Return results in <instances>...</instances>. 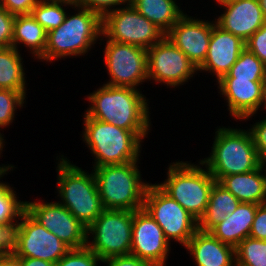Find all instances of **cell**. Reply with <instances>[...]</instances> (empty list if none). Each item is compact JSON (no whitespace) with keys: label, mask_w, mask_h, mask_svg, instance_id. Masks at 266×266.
<instances>
[{"label":"cell","mask_w":266,"mask_h":266,"mask_svg":"<svg viewBox=\"0 0 266 266\" xmlns=\"http://www.w3.org/2000/svg\"><path fill=\"white\" fill-rule=\"evenodd\" d=\"M87 98L91 104L84 114L88 117L125 130H150L148 100L138 89L103 84Z\"/></svg>","instance_id":"cell-1"},{"label":"cell","mask_w":266,"mask_h":266,"mask_svg":"<svg viewBox=\"0 0 266 266\" xmlns=\"http://www.w3.org/2000/svg\"><path fill=\"white\" fill-rule=\"evenodd\" d=\"M216 130L210 156L200 162L217 182L225 176L253 171L263 164L249 129L219 126Z\"/></svg>","instance_id":"cell-2"},{"label":"cell","mask_w":266,"mask_h":266,"mask_svg":"<svg viewBox=\"0 0 266 266\" xmlns=\"http://www.w3.org/2000/svg\"><path fill=\"white\" fill-rule=\"evenodd\" d=\"M83 141L95 157L93 168L138 161L149 131H130L84 115Z\"/></svg>","instance_id":"cell-3"},{"label":"cell","mask_w":266,"mask_h":266,"mask_svg":"<svg viewBox=\"0 0 266 266\" xmlns=\"http://www.w3.org/2000/svg\"><path fill=\"white\" fill-rule=\"evenodd\" d=\"M74 15H66L64 22L47 32L46 46L41 61L52 62L55 59L85 55L102 36V17L97 13L78 5ZM44 59V60H43Z\"/></svg>","instance_id":"cell-4"},{"label":"cell","mask_w":266,"mask_h":266,"mask_svg":"<svg viewBox=\"0 0 266 266\" xmlns=\"http://www.w3.org/2000/svg\"><path fill=\"white\" fill-rule=\"evenodd\" d=\"M57 164V192L61 205L87 228L105 210L98 194L95 175L71 164L63 155Z\"/></svg>","instance_id":"cell-5"},{"label":"cell","mask_w":266,"mask_h":266,"mask_svg":"<svg viewBox=\"0 0 266 266\" xmlns=\"http://www.w3.org/2000/svg\"><path fill=\"white\" fill-rule=\"evenodd\" d=\"M137 162L93 168L105 209L136 211L143 208L149 183L142 181Z\"/></svg>","instance_id":"cell-6"},{"label":"cell","mask_w":266,"mask_h":266,"mask_svg":"<svg viewBox=\"0 0 266 266\" xmlns=\"http://www.w3.org/2000/svg\"><path fill=\"white\" fill-rule=\"evenodd\" d=\"M183 161L169 165L167 179L157 185L197 221L204 215L211 190L217 182L208 169Z\"/></svg>","instance_id":"cell-7"},{"label":"cell","mask_w":266,"mask_h":266,"mask_svg":"<svg viewBox=\"0 0 266 266\" xmlns=\"http://www.w3.org/2000/svg\"><path fill=\"white\" fill-rule=\"evenodd\" d=\"M133 218L134 211L105 209L87 228L86 246L102 261L130 255Z\"/></svg>","instance_id":"cell-8"},{"label":"cell","mask_w":266,"mask_h":266,"mask_svg":"<svg viewBox=\"0 0 266 266\" xmlns=\"http://www.w3.org/2000/svg\"><path fill=\"white\" fill-rule=\"evenodd\" d=\"M143 208L162 228L166 239L186 246L198 230V221L157 184H149Z\"/></svg>","instance_id":"cell-9"},{"label":"cell","mask_w":266,"mask_h":266,"mask_svg":"<svg viewBox=\"0 0 266 266\" xmlns=\"http://www.w3.org/2000/svg\"><path fill=\"white\" fill-rule=\"evenodd\" d=\"M102 35L108 40L149 49L165 33L142 16L130 3L107 13L102 18Z\"/></svg>","instance_id":"cell-10"},{"label":"cell","mask_w":266,"mask_h":266,"mask_svg":"<svg viewBox=\"0 0 266 266\" xmlns=\"http://www.w3.org/2000/svg\"><path fill=\"white\" fill-rule=\"evenodd\" d=\"M13 230V250L18 257L56 263L71 248L38 223L26 210Z\"/></svg>","instance_id":"cell-11"},{"label":"cell","mask_w":266,"mask_h":266,"mask_svg":"<svg viewBox=\"0 0 266 266\" xmlns=\"http://www.w3.org/2000/svg\"><path fill=\"white\" fill-rule=\"evenodd\" d=\"M105 40L104 61L110 76L105 84L137 89V86L148 80L146 49L107 38Z\"/></svg>","instance_id":"cell-12"},{"label":"cell","mask_w":266,"mask_h":266,"mask_svg":"<svg viewBox=\"0 0 266 266\" xmlns=\"http://www.w3.org/2000/svg\"><path fill=\"white\" fill-rule=\"evenodd\" d=\"M149 81L179 87L198 72L197 66L166 36L147 49Z\"/></svg>","instance_id":"cell-13"},{"label":"cell","mask_w":266,"mask_h":266,"mask_svg":"<svg viewBox=\"0 0 266 266\" xmlns=\"http://www.w3.org/2000/svg\"><path fill=\"white\" fill-rule=\"evenodd\" d=\"M25 210L71 249L87 245V227L60 203L25 201Z\"/></svg>","instance_id":"cell-14"},{"label":"cell","mask_w":266,"mask_h":266,"mask_svg":"<svg viewBox=\"0 0 266 266\" xmlns=\"http://www.w3.org/2000/svg\"><path fill=\"white\" fill-rule=\"evenodd\" d=\"M170 244L162 228L144 208L134 211L131 255L155 266H166Z\"/></svg>","instance_id":"cell-15"},{"label":"cell","mask_w":266,"mask_h":266,"mask_svg":"<svg viewBox=\"0 0 266 266\" xmlns=\"http://www.w3.org/2000/svg\"><path fill=\"white\" fill-rule=\"evenodd\" d=\"M212 28L213 21L184 14L165 36L198 68L207 56Z\"/></svg>","instance_id":"cell-16"},{"label":"cell","mask_w":266,"mask_h":266,"mask_svg":"<svg viewBox=\"0 0 266 266\" xmlns=\"http://www.w3.org/2000/svg\"><path fill=\"white\" fill-rule=\"evenodd\" d=\"M218 82L220 94L228 103L231 117L248 120L259 108H266L264 81H251L237 78H221Z\"/></svg>","instance_id":"cell-17"},{"label":"cell","mask_w":266,"mask_h":266,"mask_svg":"<svg viewBox=\"0 0 266 266\" xmlns=\"http://www.w3.org/2000/svg\"><path fill=\"white\" fill-rule=\"evenodd\" d=\"M218 4L225 10L215 19L216 24L244 42L265 23L259 0H228Z\"/></svg>","instance_id":"cell-18"},{"label":"cell","mask_w":266,"mask_h":266,"mask_svg":"<svg viewBox=\"0 0 266 266\" xmlns=\"http://www.w3.org/2000/svg\"><path fill=\"white\" fill-rule=\"evenodd\" d=\"M245 48V42L241 38L223 30L213 21L208 53L198 71L213 73L219 81L229 72Z\"/></svg>","instance_id":"cell-19"},{"label":"cell","mask_w":266,"mask_h":266,"mask_svg":"<svg viewBox=\"0 0 266 266\" xmlns=\"http://www.w3.org/2000/svg\"><path fill=\"white\" fill-rule=\"evenodd\" d=\"M185 248L197 266H236L235 248L210 232L197 230Z\"/></svg>","instance_id":"cell-20"},{"label":"cell","mask_w":266,"mask_h":266,"mask_svg":"<svg viewBox=\"0 0 266 266\" xmlns=\"http://www.w3.org/2000/svg\"><path fill=\"white\" fill-rule=\"evenodd\" d=\"M218 183L240 202L258 205L266 203V168L264 164L247 173L225 176Z\"/></svg>","instance_id":"cell-21"},{"label":"cell","mask_w":266,"mask_h":266,"mask_svg":"<svg viewBox=\"0 0 266 266\" xmlns=\"http://www.w3.org/2000/svg\"><path fill=\"white\" fill-rule=\"evenodd\" d=\"M258 204L240 202L237 209L217 224L210 233L222 243L236 248L249 237Z\"/></svg>","instance_id":"cell-22"},{"label":"cell","mask_w":266,"mask_h":266,"mask_svg":"<svg viewBox=\"0 0 266 266\" xmlns=\"http://www.w3.org/2000/svg\"><path fill=\"white\" fill-rule=\"evenodd\" d=\"M240 201L218 182L211 190L208 206L204 215L198 221V229L210 232L217 224L227 218L239 206Z\"/></svg>","instance_id":"cell-23"},{"label":"cell","mask_w":266,"mask_h":266,"mask_svg":"<svg viewBox=\"0 0 266 266\" xmlns=\"http://www.w3.org/2000/svg\"><path fill=\"white\" fill-rule=\"evenodd\" d=\"M129 3L165 34L185 14L176 0H129Z\"/></svg>","instance_id":"cell-24"},{"label":"cell","mask_w":266,"mask_h":266,"mask_svg":"<svg viewBox=\"0 0 266 266\" xmlns=\"http://www.w3.org/2000/svg\"><path fill=\"white\" fill-rule=\"evenodd\" d=\"M47 32L31 14L16 15L13 28L12 46L18 50L20 43L40 59L45 52ZM18 45V46H17Z\"/></svg>","instance_id":"cell-25"},{"label":"cell","mask_w":266,"mask_h":266,"mask_svg":"<svg viewBox=\"0 0 266 266\" xmlns=\"http://www.w3.org/2000/svg\"><path fill=\"white\" fill-rule=\"evenodd\" d=\"M23 58L19 50L11 47L0 48V89L22 92L26 95V80Z\"/></svg>","instance_id":"cell-26"},{"label":"cell","mask_w":266,"mask_h":266,"mask_svg":"<svg viewBox=\"0 0 266 266\" xmlns=\"http://www.w3.org/2000/svg\"><path fill=\"white\" fill-rule=\"evenodd\" d=\"M63 6L72 7L75 3L63 0H40L32 9L31 15L46 32H49L64 22L67 12Z\"/></svg>","instance_id":"cell-27"},{"label":"cell","mask_w":266,"mask_h":266,"mask_svg":"<svg viewBox=\"0 0 266 266\" xmlns=\"http://www.w3.org/2000/svg\"><path fill=\"white\" fill-rule=\"evenodd\" d=\"M265 73L266 65L256 55L245 48L229 72L222 78L264 81Z\"/></svg>","instance_id":"cell-28"},{"label":"cell","mask_w":266,"mask_h":266,"mask_svg":"<svg viewBox=\"0 0 266 266\" xmlns=\"http://www.w3.org/2000/svg\"><path fill=\"white\" fill-rule=\"evenodd\" d=\"M16 196V191L10 185L0 181V224L10 226L13 230L19 221L17 218L25 210V201L18 200Z\"/></svg>","instance_id":"cell-29"},{"label":"cell","mask_w":266,"mask_h":266,"mask_svg":"<svg viewBox=\"0 0 266 266\" xmlns=\"http://www.w3.org/2000/svg\"><path fill=\"white\" fill-rule=\"evenodd\" d=\"M236 266H266V240L245 238L235 248Z\"/></svg>","instance_id":"cell-30"},{"label":"cell","mask_w":266,"mask_h":266,"mask_svg":"<svg viewBox=\"0 0 266 266\" xmlns=\"http://www.w3.org/2000/svg\"><path fill=\"white\" fill-rule=\"evenodd\" d=\"M25 98L22 92L0 89V128L11 125L16 109L23 106Z\"/></svg>","instance_id":"cell-31"},{"label":"cell","mask_w":266,"mask_h":266,"mask_svg":"<svg viewBox=\"0 0 266 266\" xmlns=\"http://www.w3.org/2000/svg\"><path fill=\"white\" fill-rule=\"evenodd\" d=\"M103 262L87 246L80 249H70L54 266H97Z\"/></svg>","instance_id":"cell-32"},{"label":"cell","mask_w":266,"mask_h":266,"mask_svg":"<svg viewBox=\"0 0 266 266\" xmlns=\"http://www.w3.org/2000/svg\"><path fill=\"white\" fill-rule=\"evenodd\" d=\"M126 3L129 4V0H77L75 5L91 10L103 18L107 13L116 10V5L125 6Z\"/></svg>","instance_id":"cell-33"},{"label":"cell","mask_w":266,"mask_h":266,"mask_svg":"<svg viewBox=\"0 0 266 266\" xmlns=\"http://www.w3.org/2000/svg\"><path fill=\"white\" fill-rule=\"evenodd\" d=\"M245 46L266 65V22L245 42Z\"/></svg>","instance_id":"cell-34"},{"label":"cell","mask_w":266,"mask_h":266,"mask_svg":"<svg viewBox=\"0 0 266 266\" xmlns=\"http://www.w3.org/2000/svg\"><path fill=\"white\" fill-rule=\"evenodd\" d=\"M15 15L0 6V48L11 47Z\"/></svg>","instance_id":"cell-35"},{"label":"cell","mask_w":266,"mask_h":266,"mask_svg":"<svg viewBox=\"0 0 266 266\" xmlns=\"http://www.w3.org/2000/svg\"><path fill=\"white\" fill-rule=\"evenodd\" d=\"M249 130L252 134L259 159L264 163L266 162V117L264 120L262 119L253 124Z\"/></svg>","instance_id":"cell-36"},{"label":"cell","mask_w":266,"mask_h":266,"mask_svg":"<svg viewBox=\"0 0 266 266\" xmlns=\"http://www.w3.org/2000/svg\"><path fill=\"white\" fill-rule=\"evenodd\" d=\"M40 0H0V6L13 15L31 14Z\"/></svg>","instance_id":"cell-37"},{"label":"cell","mask_w":266,"mask_h":266,"mask_svg":"<svg viewBox=\"0 0 266 266\" xmlns=\"http://www.w3.org/2000/svg\"><path fill=\"white\" fill-rule=\"evenodd\" d=\"M249 236L266 240V203L257 207Z\"/></svg>","instance_id":"cell-38"},{"label":"cell","mask_w":266,"mask_h":266,"mask_svg":"<svg viewBox=\"0 0 266 266\" xmlns=\"http://www.w3.org/2000/svg\"><path fill=\"white\" fill-rule=\"evenodd\" d=\"M107 266H155L151 262L141 260L133 255L115 256L104 260Z\"/></svg>","instance_id":"cell-39"},{"label":"cell","mask_w":266,"mask_h":266,"mask_svg":"<svg viewBox=\"0 0 266 266\" xmlns=\"http://www.w3.org/2000/svg\"><path fill=\"white\" fill-rule=\"evenodd\" d=\"M13 250V229L10 226L0 224V257L9 254Z\"/></svg>","instance_id":"cell-40"},{"label":"cell","mask_w":266,"mask_h":266,"mask_svg":"<svg viewBox=\"0 0 266 266\" xmlns=\"http://www.w3.org/2000/svg\"><path fill=\"white\" fill-rule=\"evenodd\" d=\"M0 266H21V257L10 252L9 254L0 257Z\"/></svg>","instance_id":"cell-41"},{"label":"cell","mask_w":266,"mask_h":266,"mask_svg":"<svg viewBox=\"0 0 266 266\" xmlns=\"http://www.w3.org/2000/svg\"><path fill=\"white\" fill-rule=\"evenodd\" d=\"M21 266H54V263L37 258L21 257Z\"/></svg>","instance_id":"cell-42"},{"label":"cell","mask_w":266,"mask_h":266,"mask_svg":"<svg viewBox=\"0 0 266 266\" xmlns=\"http://www.w3.org/2000/svg\"><path fill=\"white\" fill-rule=\"evenodd\" d=\"M14 166L13 165H0V176H4L5 174L8 173L9 170H13Z\"/></svg>","instance_id":"cell-43"},{"label":"cell","mask_w":266,"mask_h":266,"mask_svg":"<svg viewBox=\"0 0 266 266\" xmlns=\"http://www.w3.org/2000/svg\"><path fill=\"white\" fill-rule=\"evenodd\" d=\"M259 4H260V8L262 10L264 20L266 22V0H259Z\"/></svg>","instance_id":"cell-44"},{"label":"cell","mask_w":266,"mask_h":266,"mask_svg":"<svg viewBox=\"0 0 266 266\" xmlns=\"http://www.w3.org/2000/svg\"><path fill=\"white\" fill-rule=\"evenodd\" d=\"M3 146H4V137H3V135L0 132V155H1L2 151H3Z\"/></svg>","instance_id":"cell-45"},{"label":"cell","mask_w":266,"mask_h":266,"mask_svg":"<svg viewBox=\"0 0 266 266\" xmlns=\"http://www.w3.org/2000/svg\"><path fill=\"white\" fill-rule=\"evenodd\" d=\"M264 95H265V100H266V73H265V78H264Z\"/></svg>","instance_id":"cell-46"},{"label":"cell","mask_w":266,"mask_h":266,"mask_svg":"<svg viewBox=\"0 0 266 266\" xmlns=\"http://www.w3.org/2000/svg\"><path fill=\"white\" fill-rule=\"evenodd\" d=\"M63 1H68V2H76L77 0H63Z\"/></svg>","instance_id":"cell-47"},{"label":"cell","mask_w":266,"mask_h":266,"mask_svg":"<svg viewBox=\"0 0 266 266\" xmlns=\"http://www.w3.org/2000/svg\"><path fill=\"white\" fill-rule=\"evenodd\" d=\"M223 1H228V0H216V2H218V3H221Z\"/></svg>","instance_id":"cell-48"}]
</instances>
